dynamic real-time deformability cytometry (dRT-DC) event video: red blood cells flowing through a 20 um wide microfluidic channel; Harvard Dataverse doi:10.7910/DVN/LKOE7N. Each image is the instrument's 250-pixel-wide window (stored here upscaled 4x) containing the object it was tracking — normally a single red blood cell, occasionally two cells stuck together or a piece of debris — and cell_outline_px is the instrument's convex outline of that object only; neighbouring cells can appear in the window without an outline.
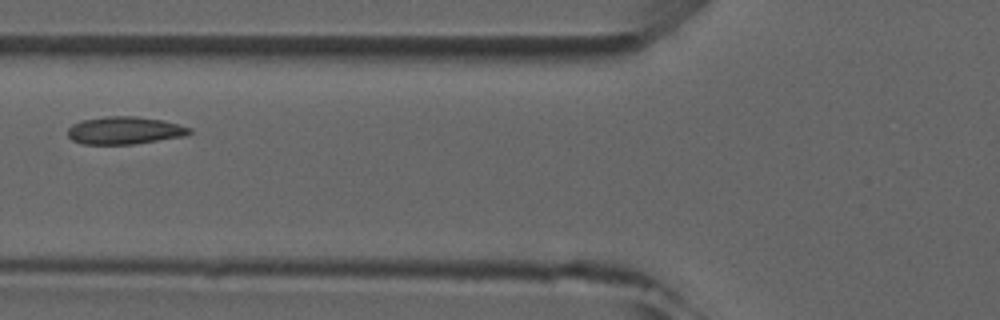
{"species": "common noctule bat (a hibernating species)", "species_latin": "Nyctalus noctula", "temperature_condition": "room temperature", "stored_images_in_passage": 6, "camera_frame_rate_fps": 3000, "um_per_image_px": 0.085, "animal": {"sex": "male", "forearm_length_mm": 52.5}, "frame": {"image": 1, "passage_image": 5, "time_ms": 4.333, "image_size_px": [1000, 320], "cell_outline_px": [[192, 132], [184, 136], [136, 144], [84, 144], [72, 140], [68, 136], [68, 128], [72, 124], [80, 120], [104, 116], [136, 116], [164, 120], [192, 128]], "centroid_in_image_um": [10.59, 11.08], "position_along_channel_um": 115.2, "area_um2": 19.77}}
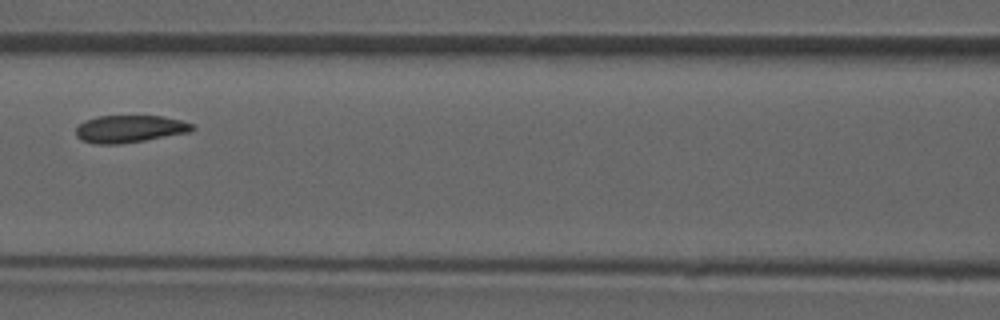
{"frame": {"image": 2, "passage_image": 6, "time_ms": 5.333, "image_size_px": [1000, 320], "cell_outline_px": [[196, 128], [188, 132], [144, 140], [116, 144], [96, 144], [80, 140], [76, 136], [76, 128], [84, 120], [96, 116], [160, 116], [180, 120], [192, 124]], "centroid_in_image_um": [10.97, 10.95], "position_along_channel_um": 155.6, "area_um2": 18.38}}